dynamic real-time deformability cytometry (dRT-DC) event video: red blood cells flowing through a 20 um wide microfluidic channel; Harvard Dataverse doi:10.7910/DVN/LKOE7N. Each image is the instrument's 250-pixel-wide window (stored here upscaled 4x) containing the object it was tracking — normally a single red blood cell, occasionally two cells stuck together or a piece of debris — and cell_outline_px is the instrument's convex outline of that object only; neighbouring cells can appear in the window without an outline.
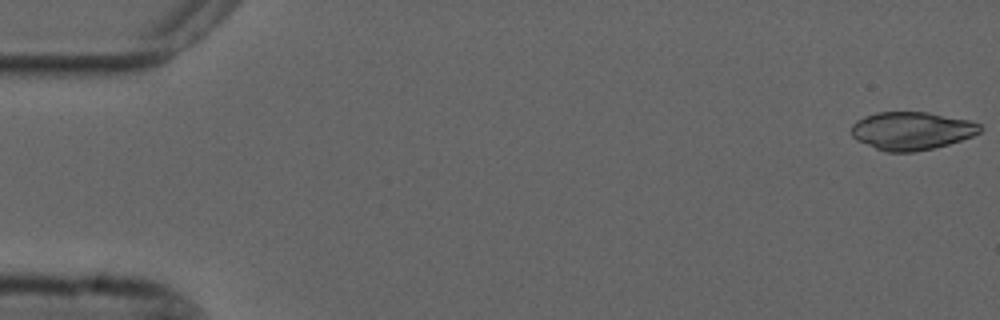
{"species": "common noctule bat (a hibernating species)", "species_latin": "Nyctalus noctula", "temperature_condition": "cold", "stored_images_in_passage": 55, "camera_frame_rate_fps": 3000, "um_per_image_px": 0.085, "animal": {"sex": "male", "forearm_length_mm": 52.5}, "frame": {"image": 1, "passage_image": 1, "time_ms": 0.0, "image_size_px": [1000, 320], "cell_outline_px": [[984, 128], [980, 132], [972, 136], [948, 144], [932, 148], [912, 152], [884, 152], [856, 140], [852, 136], [852, 124], [856, 120], [864, 116], [876, 112], [928, 112], [968, 120], [980, 124]], "centroid_in_image_um": [77.47, 11.11], "position_along_channel_um": 7.5, "area_um2": 28.55}}